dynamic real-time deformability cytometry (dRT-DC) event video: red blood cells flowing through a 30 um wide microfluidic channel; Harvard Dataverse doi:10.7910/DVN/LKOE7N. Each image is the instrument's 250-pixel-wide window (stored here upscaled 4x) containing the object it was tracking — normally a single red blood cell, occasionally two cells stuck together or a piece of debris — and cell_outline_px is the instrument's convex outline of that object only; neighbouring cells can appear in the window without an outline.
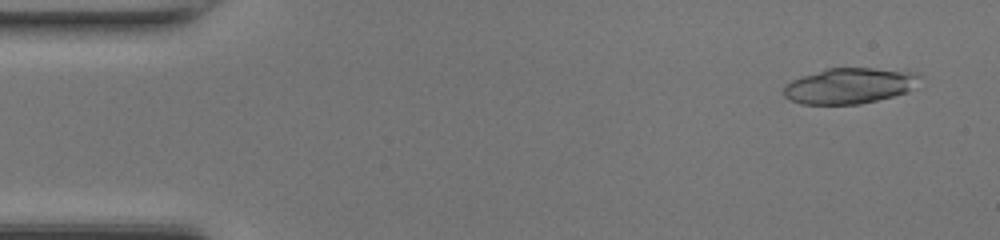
{"species": "common noctule bat (a hibernating species)", "species_latin": "Nyctalus noctula", "temperature_condition": "room temperature", "stored_images_in_passage": 45, "camera_frame_rate_fps": 3000, "um_per_image_px": 0.085, "animal": {"sex": "female", "body_mass_g": 17.0, "forearm_length_mm": 48.0}, "frame": {"image": 1, "passage_image": 1, "time_ms": 0.0, "image_size_px": [1000, 240], "cell_outline_px": [[924, 76], [908, 92], [860, 104], [800, 104], [784, 96], [784, 84], [792, 80], [828, 68], [872, 68], [916, 72]], "centroid_in_image_um": [72.24, 7.29], "position_along_channel_um": 12.8, "area_um2": 28.21}}
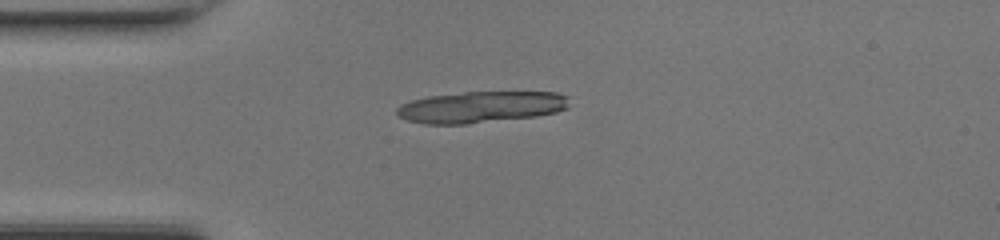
{"frame": {"image": 2, "passage_image": 10, "time_ms": 3.0, "image_size_px": [1000, 240], "cell_outline_px": [[568, 108], [556, 112], [536, 116], [468, 124], [424, 124], [408, 120], [396, 116], [396, 108], [400, 104], [412, 100], [428, 96], [464, 92], [556, 92], [568, 96]], "centroid_in_image_um": [40.85, 9.1], "position_along_channel_um": 44.1, "area_um2": 31.73}}
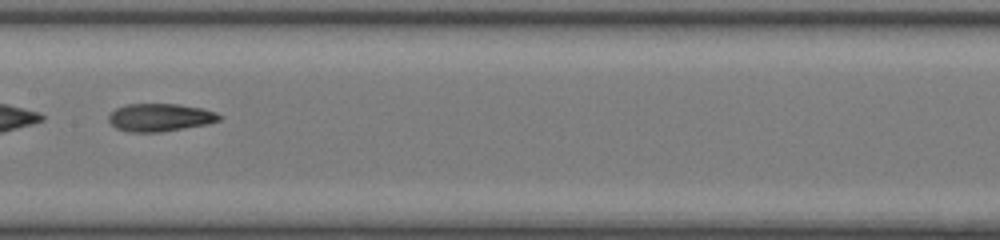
{"frame": {"image": 3, "passage_image": 22, "time_ms": 7.0, "image_size_px": [1000, 240], "cell_outline_px": [[224, 116], [220, 120], [208, 124], [160, 132], [128, 132], [116, 128], [108, 120], [108, 116], [116, 108], [128, 104], [180, 104], [200, 108], [216, 112]], "centroid_in_image_um": [13.62, 9.98], "position_along_channel_um": 193.8, "area_um2": 17.98}, "authors_computed_cell_mechanics": {"area_um2": 18.9006, "velocity_mm_per_s": 4.3739, "shape_relaxation_time_tau1_ms": null, "shape_relaxation_time_tau2_ms": 4.0453, "deformation_change_tau1": null, "deformation_change_tau2": 0.1153}}